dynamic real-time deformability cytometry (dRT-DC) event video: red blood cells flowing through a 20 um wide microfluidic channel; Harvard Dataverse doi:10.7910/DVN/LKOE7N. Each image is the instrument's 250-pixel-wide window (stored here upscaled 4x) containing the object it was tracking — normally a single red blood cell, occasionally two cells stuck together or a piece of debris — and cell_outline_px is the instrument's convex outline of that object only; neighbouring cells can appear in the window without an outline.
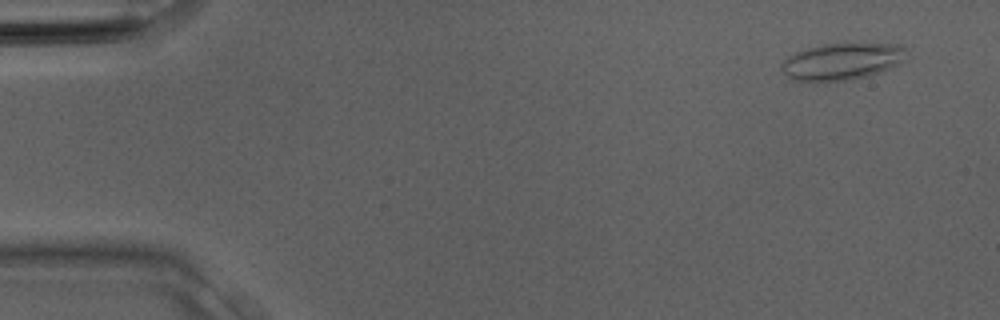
{"species": "Egyptian fruit bat (a non-hibernating species)", "species_latin": "Rousettus aegyptiacus", "temperature_condition": "room temperature", "stored_images_in_passage": 4, "camera_frame_rate_fps": 3000, "um_per_image_px": 0.085, "animal": {"sex": "male"}, "frame": {"image": 1, "passage_image": 1, "time_ms": 0.0, "image_size_px": [1000, 320], "cell_outline_px": [[908, 60], [880, 72], [868, 76], [844, 80], [792, 80], [784, 76], [780, 68], [780, 64], [788, 56], [796, 52], [808, 48], [824, 44], [844, 40], [900, 44], [908, 48]], "centroid_in_image_um": [71.66, 5.15], "position_along_channel_um": 13.3, "area_um2": 27.98}}